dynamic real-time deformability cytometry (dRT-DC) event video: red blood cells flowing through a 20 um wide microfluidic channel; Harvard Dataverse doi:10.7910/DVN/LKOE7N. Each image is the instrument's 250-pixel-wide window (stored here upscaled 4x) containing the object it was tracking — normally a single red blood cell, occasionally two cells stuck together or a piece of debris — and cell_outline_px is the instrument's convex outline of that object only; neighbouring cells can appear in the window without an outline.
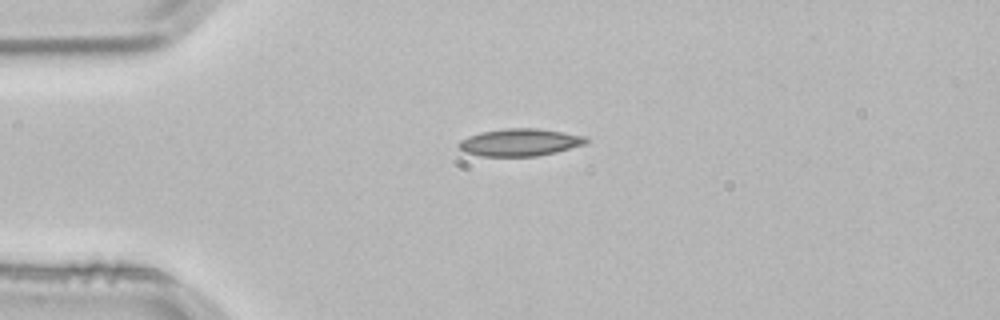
{"species": "common noctule bat (a hibernating species)", "species_latin": "Nyctalus noctula", "temperature_condition": "room temperature", "stored_images_in_passage": 2, "camera_frame_rate_fps": 3000, "um_per_image_px": 0.085, "animal": {"sex": "male", "body_mass_g": 21.5, "forearm_length_mm": 52.0}, "frame": {"image": 1, "passage_image": 1, "time_ms": 0.0, "image_size_px": [1000, 320], "cell_outline_px": [[588, 140], [584, 144], [556, 152], [536, 156], [480, 156], [464, 152], [456, 144], [460, 140], [468, 136], [480, 132], [504, 128], [540, 128], [588, 136]], "centroid_in_image_um": [44.18, 12.09], "position_along_channel_um": 40.8, "area_um2": 20.46}}
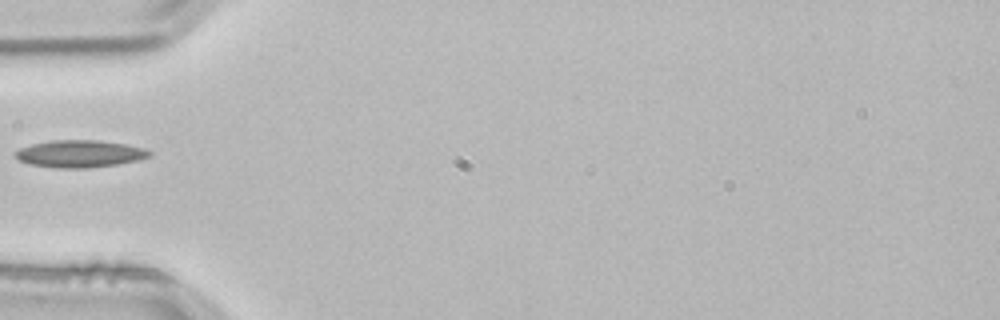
{"frame": {"image": 2, "passage_image": 2, "time_ms": 0.333, "image_size_px": [1000, 320], "cell_outline_px": [[152, 156], [140, 160], [116, 164], [88, 168], [56, 168], [32, 164], [20, 160], [16, 156], [16, 152], [20, 148], [32, 144], [52, 140], [100, 140], [124, 144], [144, 148], [152, 152]], "centroid_in_image_um": [6.84, 13.07], "position_along_channel_um": 78.2, "area_um2": 21.15}}